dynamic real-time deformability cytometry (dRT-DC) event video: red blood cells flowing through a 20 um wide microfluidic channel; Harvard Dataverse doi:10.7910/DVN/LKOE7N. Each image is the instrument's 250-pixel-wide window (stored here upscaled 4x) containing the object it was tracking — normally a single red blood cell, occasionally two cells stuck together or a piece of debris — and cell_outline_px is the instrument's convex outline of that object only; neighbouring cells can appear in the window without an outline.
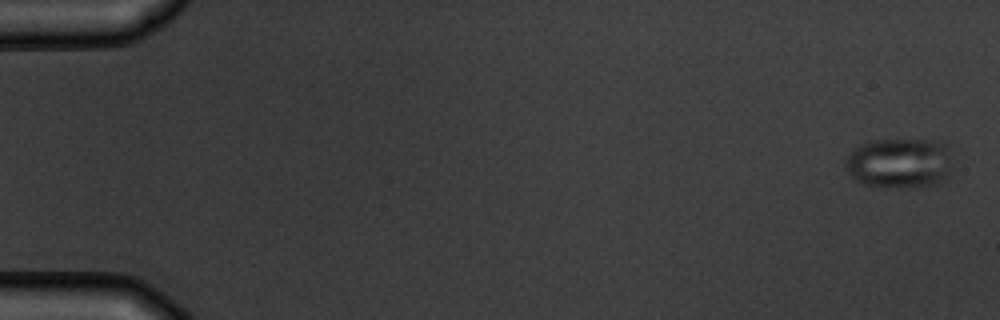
{"species": "common noctule bat (a hibernating species)", "species_latin": "Nyctalus noctula", "temperature_condition": "warm", "stored_images_in_passage": 7, "camera_frame_rate_fps": 3000, "um_per_image_px": 0.085, "animal": {"sex": "male", "body_mass_g": 19.5, "forearm_length_mm": 54.6}, "frame": {"image": 1, "passage_image": 1, "time_ms": 0.0, "image_size_px": [1000, 320], "cell_outline_px": [[948, 176], [936, 184], [908, 188], [896, 188], [864, 184], [852, 180], [844, 168], [844, 160], [860, 144], [868, 140], [944, 140], [948, 144]], "centroid_in_image_um": [76.4, 13.86], "position_along_channel_um": 8.6, "area_um2": 31.62}}